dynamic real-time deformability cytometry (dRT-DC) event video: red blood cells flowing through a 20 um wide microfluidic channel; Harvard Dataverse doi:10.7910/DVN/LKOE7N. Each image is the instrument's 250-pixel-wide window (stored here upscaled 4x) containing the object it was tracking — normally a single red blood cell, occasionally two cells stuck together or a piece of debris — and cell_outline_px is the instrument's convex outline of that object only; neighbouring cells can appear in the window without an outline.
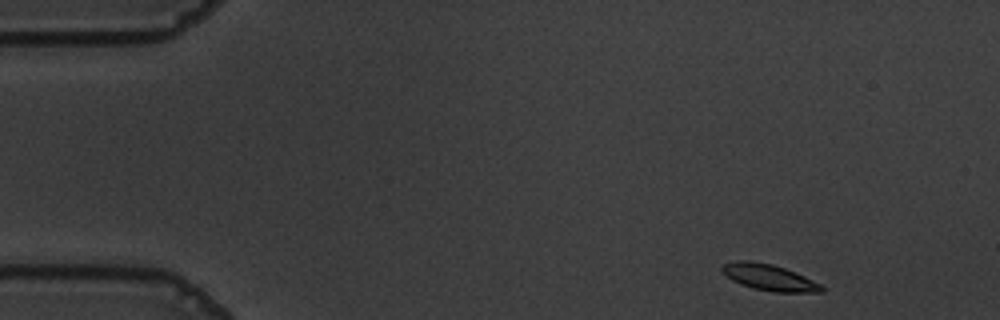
{"species": "common noctule bat (a hibernating species)", "species_latin": "Nyctalus noctula", "temperature_condition": "warm", "stored_images_in_passage": 51, "camera_frame_rate_fps": 3000, "um_per_image_px": 0.085, "animal": {"sex": "male", "body_mass_g": 19.5, "forearm_length_mm": 54.6}, "frame": {"image": 1, "passage_image": 1, "time_ms": 0.0, "image_size_px": [1000, 320], "cell_outline_px": [[824, 292], [776, 292], [752, 288], [740, 284], [732, 280], [720, 268], [724, 264], [736, 260], [752, 260], [772, 264], [796, 272], [820, 284], [824, 288]], "centroid_in_image_um": [65.38, 23.57], "position_along_channel_um": 19.6, "area_um2": 15.14}}
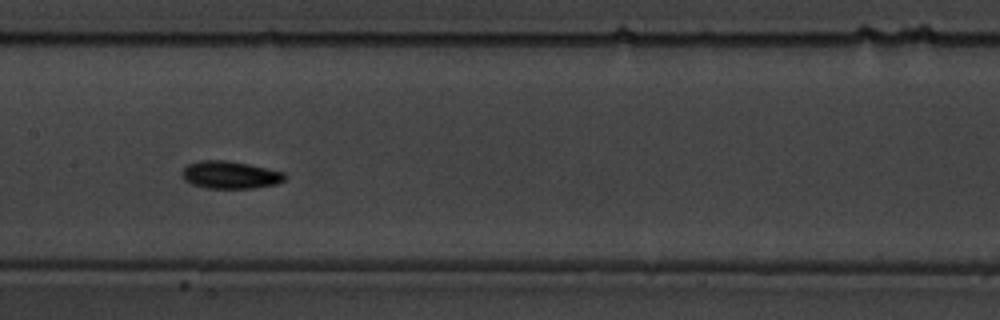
{"frame": {"image": 2, "passage_image": 23, "time_ms": 7.333, "image_size_px": [1000, 320], "cell_outline_px": [[288, 176], [284, 180], [276, 184], [252, 188], [208, 188], [192, 184], [184, 180], [180, 172], [188, 164], [200, 160], [228, 160], [248, 164], [284, 172]], "centroid_in_image_um": [19.55, 14.86], "position_along_channel_um": 187.8, "area_um2": 16.53}}
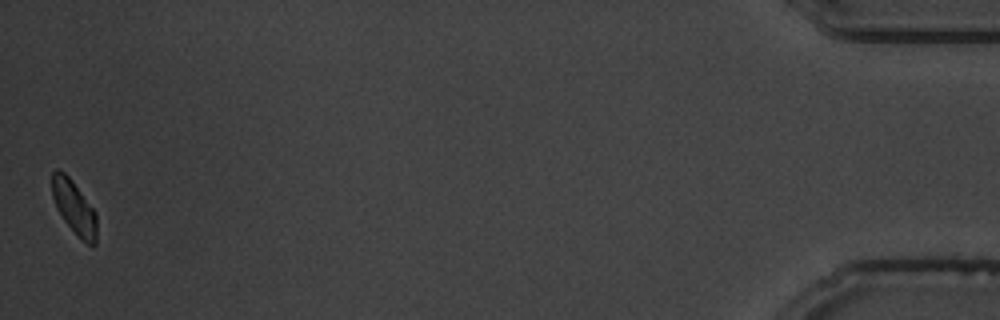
{"frame": {"image": 3, "passage_image": 51, "time_ms": 16.667, "image_size_px": [1000, 320], "cell_outline_px": [[96, 244], [88, 244], [64, 220], [56, 208], [52, 196], [52, 172], [56, 168], [64, 172], [72, 180], [96, 212]], "centroid_in_image_um": [6.28, 17.56], "position_along_channel_um": 428.9, "area_um2": 13.64}, "authors_computed_cell_mechanics": {"area_um2": 15.317, "velocity_mm_per_s": 3.5658, "shape_relaxation_time_tau1_ms": 2.0331, "shape_relaxation_time_tau2_ms": null, "deformation_change_tau1": 0.1168, "deformation_change_tau2": null}}